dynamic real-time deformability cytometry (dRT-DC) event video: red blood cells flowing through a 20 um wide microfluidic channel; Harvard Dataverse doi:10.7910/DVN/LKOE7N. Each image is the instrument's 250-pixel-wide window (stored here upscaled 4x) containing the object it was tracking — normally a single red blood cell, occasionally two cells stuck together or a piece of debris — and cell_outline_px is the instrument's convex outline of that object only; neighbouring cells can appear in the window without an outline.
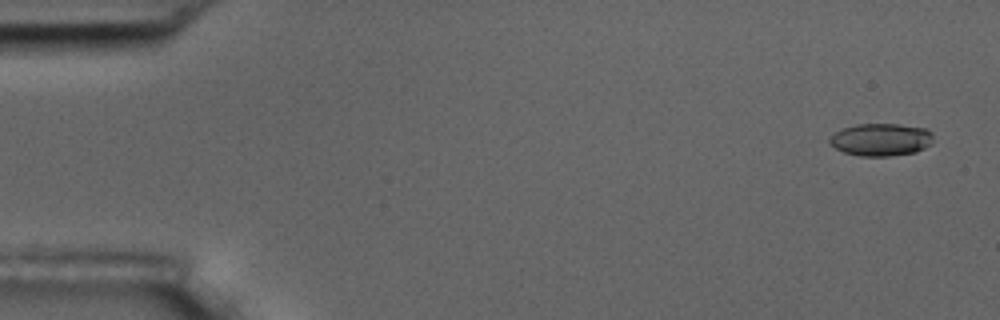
{"species": "common noctule bat (a hibernating species)", "species_latin": "Nyctalus noctula", "temperature_condition": "room temperature", "stored_images_in_passage": 5, "camera_frame_rate_fps": 3000, "um_per_image_px": 0.085, "animal": {"sex": "male", "body_mass_g": 17.5, "forearm_length_mm": 52.3}, "frame": {"image": 1, "passage_image": 1, "time_ms": 0.0, "image_size_px": [1000, 320], "cell_outline_px": [[932, 144], [916, 152], [888, 156], [860, 156], [844, 152], [836, 148], [828, 140], [836, 132], [844, 128], [856, 124], [896, 124], [928, 128], [932, 132]], "centroid_in_image_um": [74.93, 11.86], "position_along_channel_um": 10.1, "area_um2": 19.59}}
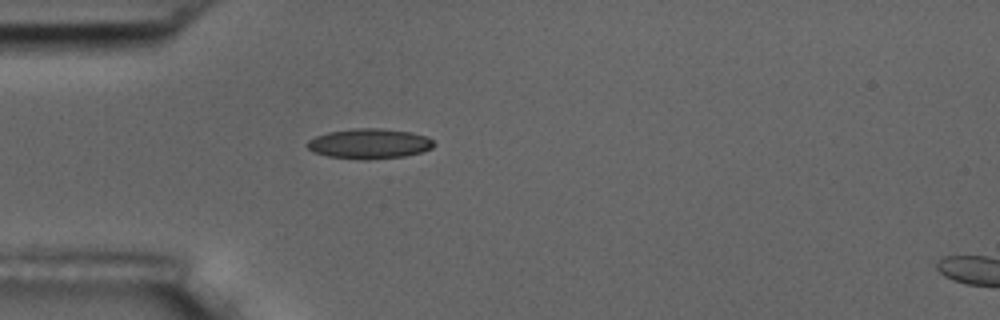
{"frame": {"image": 2, "passage_image": 5, "time_ms": 4.667, "image_size_px": [1000, 320], "cell_outline_px": [[436, 144], [432, 148], [420, 152], [404, 156], [368, 160], [364, 160], [328, 156], [312, 152], [304, 144], [308, 140], [316, 136], [328, 132], [352, 128], [380, 128], [412, 132], [428, 136]], "centroid_in_image_um": [31.38, 12.21], "position_along_channel_um": 53.6, "area_um2": 22.43}}